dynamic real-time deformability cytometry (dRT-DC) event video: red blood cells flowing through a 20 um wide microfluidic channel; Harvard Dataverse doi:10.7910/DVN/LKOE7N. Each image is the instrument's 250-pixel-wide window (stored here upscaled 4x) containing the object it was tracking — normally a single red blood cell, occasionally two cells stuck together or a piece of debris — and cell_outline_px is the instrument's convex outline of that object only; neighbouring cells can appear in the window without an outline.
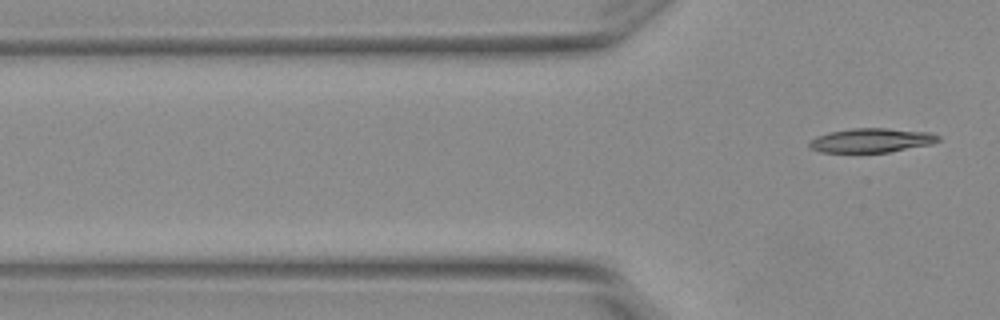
{"species": "Egyptian fruit bat (a non-hibernating species)", "species_latin": "Rousettus aegyptiacus", "temperature_condition": "warm", "stored_images_in_passage": 7, "camera_frame_rate_fps": 3000, "um_per_image_px": 0.085, "animal": {"sex": "female"}, "frame": {"image": 1, "passage_image": 7, "time_ms": 2.0, "image_size_px": [1000, 320], "cell_outline_px": [[940, 140], [932, 144], [888, 152], [820, 152], [812, 148], [808, 144], [816, 136], [828, 132], [852, 128], [888, 128], [928, 132], [940, 136]], "centroid_in_image_um": [74.08, 11.92], "position_along_channel_um": 51.7, "area_um2": 18.09}}